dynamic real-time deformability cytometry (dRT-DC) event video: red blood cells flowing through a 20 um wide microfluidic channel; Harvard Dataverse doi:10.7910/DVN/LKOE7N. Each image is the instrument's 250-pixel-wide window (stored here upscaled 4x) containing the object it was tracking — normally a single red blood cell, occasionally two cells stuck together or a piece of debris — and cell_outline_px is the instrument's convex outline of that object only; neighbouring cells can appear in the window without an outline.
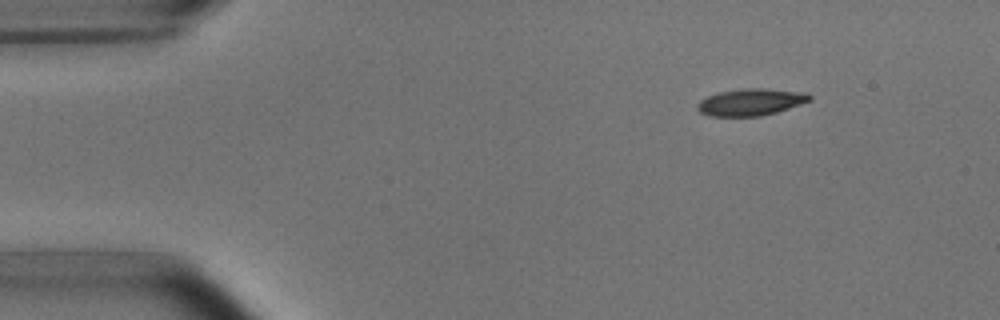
{"species": "common noctule bat (a hibernating species)", "species_latin": "Nyctalus noctula", "temperature_condition": "room temperature", "stored_images_in_passage": 3, "camera_frame_rate_fps": 3000, "um_per_image_px": 0.085, "animal": {"sex": "male", "body_mass_g": 15.6}, "frame": {"image": 1, "passage_image": 1, "time_ms": 0.0, "image_size_px": [1000, 320], "cell_outline_px": [[812, 100], [776, 112], [760, 116], [708, 116], [700, 112], [696, 108], [696, 104], [700, 100], [708, 96], [720, 92], [744, 88], [764, 88], [808, 92], [812, 96]], "centroid_in_image_um": [63.83, 8.67], "position_along_channel_um": 21.2, "area_um2": 17.69}}
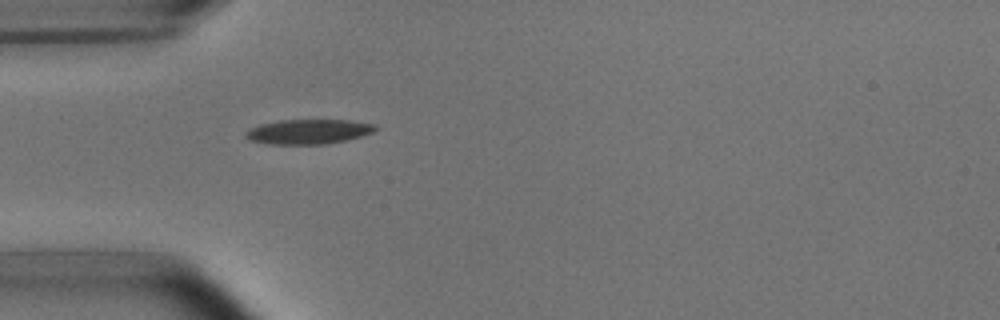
{"frame": {"image": 2, "passage_image": 3, "time_ms": 3.0, "image_size_px": [1000, 320], "cell_outline_px": [[380, 128], [372, 132], [360, 136], [344, 140], [324, 144], [272, 144], [248, 140], [244, 136], [244, 132], [260, 124], [280, 120], [348, 120], [376, 124]], "centroid_in_image_um": [26.21, 11.18], "position_along_channel_um": 58.8, "area_um2": 18.61}}